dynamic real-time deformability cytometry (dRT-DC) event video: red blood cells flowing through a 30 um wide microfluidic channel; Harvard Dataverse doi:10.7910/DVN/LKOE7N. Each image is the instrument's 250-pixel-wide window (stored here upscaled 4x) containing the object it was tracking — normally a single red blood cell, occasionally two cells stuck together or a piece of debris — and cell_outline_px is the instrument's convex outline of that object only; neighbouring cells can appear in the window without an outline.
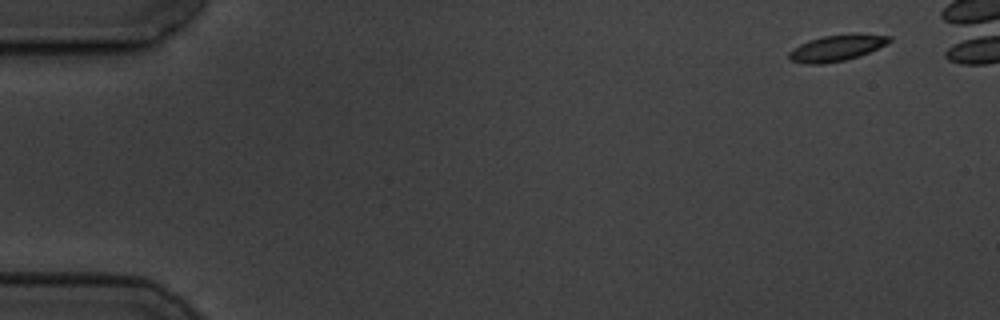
{"species": "common noctule bat (a hibernating species)", "species_latin": "Nyctalus noctula", "temperature_condition": "cold", "stored_images_in_passage": 11, "camera_frame_rate_fps": 3000, "um_per_image_px": 0.085, "animal": {"sex": "male", "body_mass_g": 19.5, "forearm_length_mm": 54.6}, "frame": {"image": 1, "passage_image": 1, "time_ms": 0.0, "image_size_px": [1000, 320], "cell_outline_px": [[892, 40], [888, 44], [860, 56], [844, 60], [824, 64], [804, 64], [792, 60], [788, 56], [788, 52], [792, 48], [808, 40], [824, 36], [856, 32], [860, 32], [892, 36]], "centroid_in_image_um": [71.17, 4.05], "position_along_channel_um": 13.8, "area_um2": 15.72}}
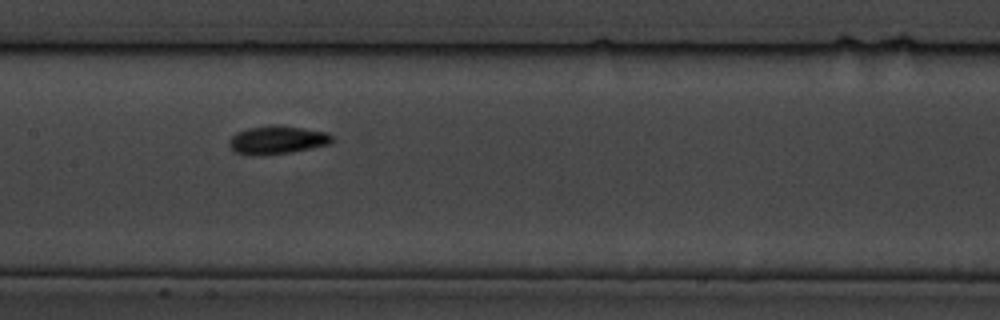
{"frame": {"image": 2, "passage_image": 8, "time_ms": 8.333, "image_size_px": [1000, 320], "cell_outline_px": [[332, 140], [328, 144], [312, 148], [292, 152], [264, 156], [256, 156], [232, 152], [228, 144], [228, 140], [236, 132], [248, 128], [272, 124], [276, 124], [304, 128], [328, 132], [332, 136]], "centroid_in_image_um": [23.51, 11.9], "position_along_channel_um": 183.9, "area_um2": 17.34}}
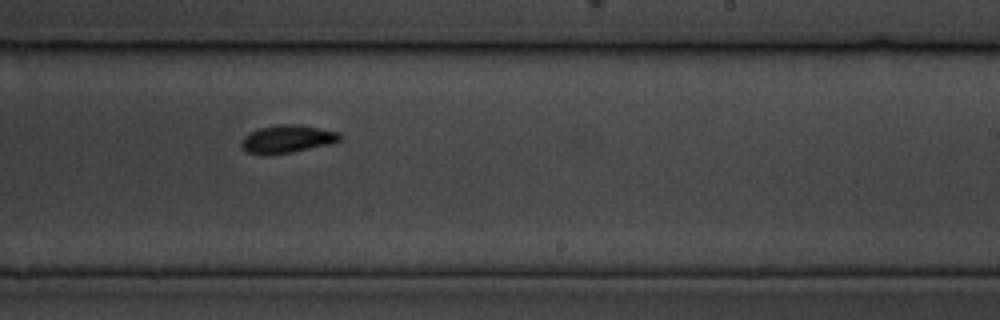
{"frame": {"image": 3, "passage_image": 10, "time_ms": 10.667, "image_size_px": [1000, 320], "cell_outline_px": [[340, 140], [332, 144], [292, 152], [248, 152], [240, 144], [244, 136], [248, 132], [260, 128], [284, 124], [300, 124], [340, 132]], "centroid_in_image_um": [24.49, 11.77], "position_along_channel_um": 264.5, "area_um2": 15.49}}